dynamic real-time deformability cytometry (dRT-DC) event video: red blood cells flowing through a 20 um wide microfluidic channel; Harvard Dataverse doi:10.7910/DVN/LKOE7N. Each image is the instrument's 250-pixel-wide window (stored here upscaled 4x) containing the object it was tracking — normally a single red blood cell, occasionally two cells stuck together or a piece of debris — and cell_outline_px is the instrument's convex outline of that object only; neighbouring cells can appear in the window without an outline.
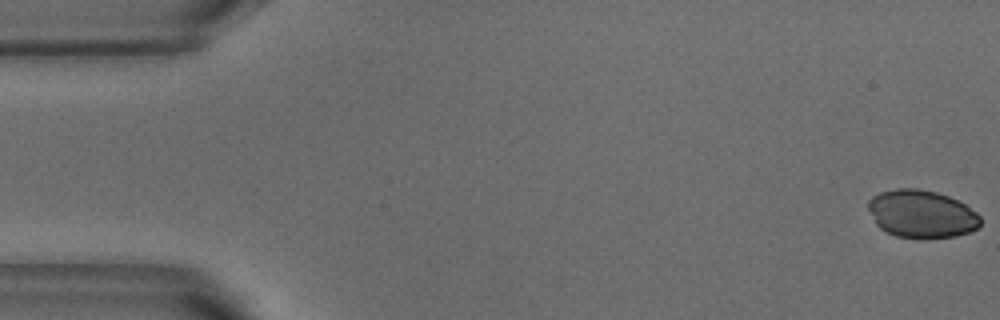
{"species": "common noctule bat (a hibernating species)", "species_latin": "Nyctalus noctula", "temperature_condition": "warm", "stored_images_in_passage": 53, "camera_frame_rate_fps": 3000, "um_per_image_px": 0.085, "animal": {"sex": "male", "body_mass_g": 18.8}, "frame": {"image": 1, "passage_image": 1, "time_ms": 0.0, "image_size_px": [1000, 320], "cell_outline_px": [[980, 224], [976, 228], [968, 232], [956, 236], [928, 240], [920, 240], [896, 236], [880, 228], [876, 224], [868, 208], [868, 200], [872, 196], [880, 192], [896, 188], [916, 188], [936, 192], [948, 196], [964, 204], [976, 212], [980, 216]], "centroid_in_image_um": [78.32, 18.21], "position_along_channel_um": 6.7, "area_um2": 31.56}}
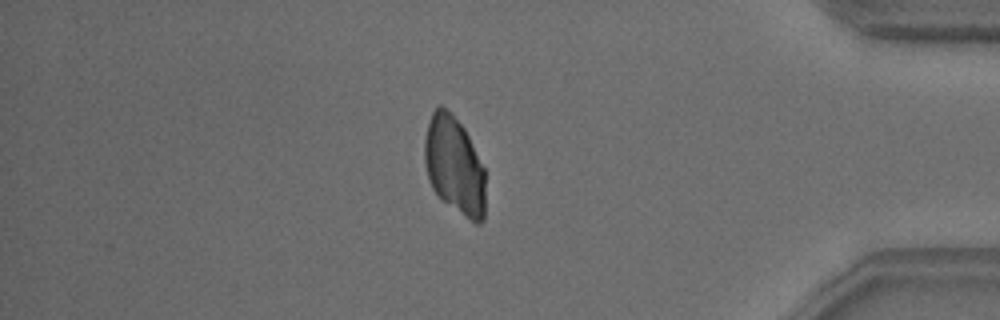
{"frame": {"image": 2, "passage_image": 45, "time_ms": 14.667, "image_size_px": [1000, 320], "cell_outline_px": [[484, 220], [480, 224], [476, 224], [440, 200], [432, 188], [424, 164], [424, 140], [428, 120], [432, 112], [440, 104], [452, 112], [464, 128], [484, 168]], "centroid_in_image_um": [38.59, 14.06], "position_along_channel_um": 396.6, "area_um2": 34.91}}
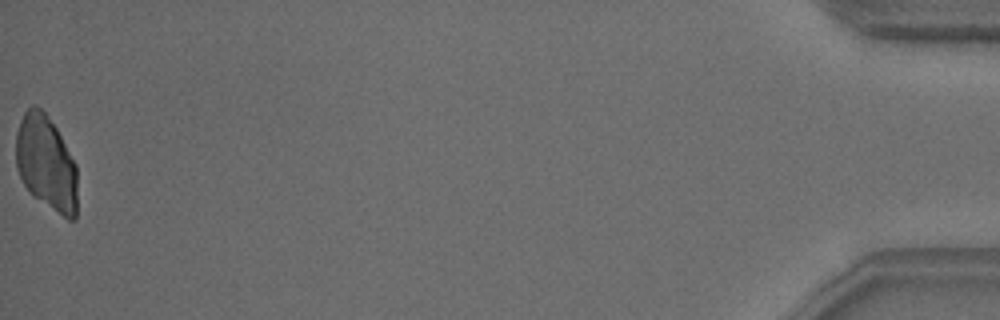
{"frame": {"image": 3, "passage_image": 53, "time_ms": 17.333, "image_size_px": [1000, 320], "cell_outline_px": [[76, 220], [68, 220], [32, 196], [28, 192], [16, 168], [16, 132], [20, 120], [24, 112], [32, 104], [36, 104], [44, 112], [56, 128], [76, 164]], "centroid_in_image_um": [3.91, 13.87], "position_along_channel_um": 431.3, "area_um2": 34.04}}